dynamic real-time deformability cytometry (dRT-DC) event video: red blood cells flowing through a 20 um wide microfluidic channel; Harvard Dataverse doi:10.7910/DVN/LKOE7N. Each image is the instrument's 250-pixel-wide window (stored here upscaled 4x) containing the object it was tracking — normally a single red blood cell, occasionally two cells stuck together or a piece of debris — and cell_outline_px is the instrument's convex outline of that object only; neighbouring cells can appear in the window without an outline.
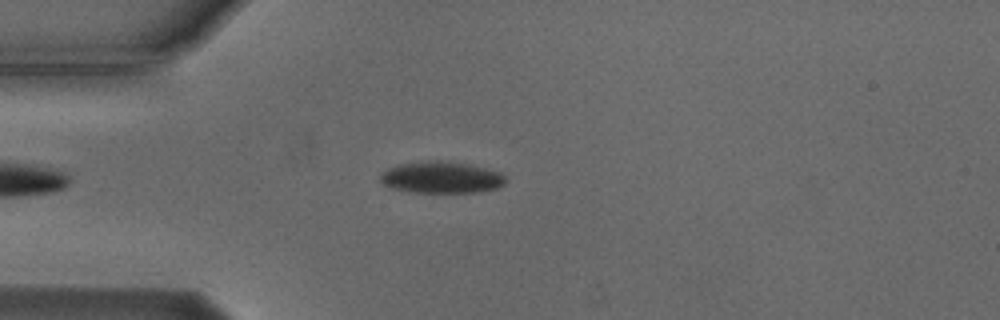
{"species": "Egyptian fruit bat (a non-hibernating species)", "species_latin": "Rousettus aegyptiacus", "temperature_condition": "cold", "stored_images_in_passage": 45, "camera_frame_rate_fps": 3000, "um_per_image_px": 0.085, "animal": {"sex": "male"}, "frame": {"image": 1, "passage_image": 8, "time_ms": 2.333, "image_size_px": [1000, 320], "cell_outline_px": [[504, 184], [496, 188], [476, 192], [408, 192], [392, 188], [384, 184], [380, 180], [380, 176], [388, 168], [400, 164], [428, 160], [448, 160], [468, 164], [500, 172], [504, 176]], "centroid_in_image_um": [37.49, 15.07], "position_along_channel_um": 47.5, "area_um2": 23.0}}
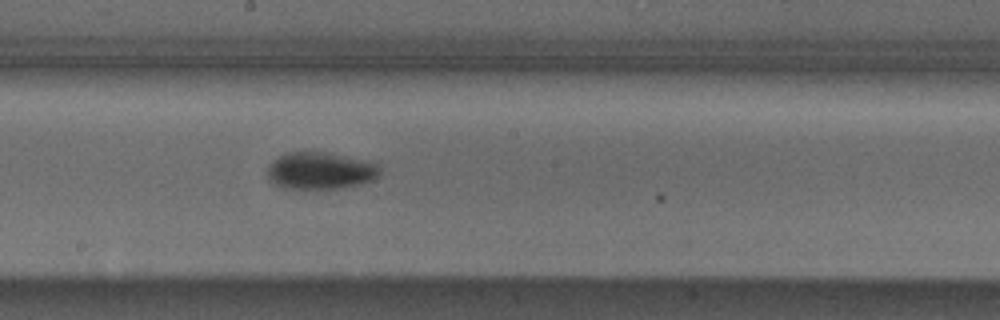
{"frame": {"image": 2, "passage_image": 23, "time_ms": 7.333, "image_size_px": [1000, 320], "cell_outline_px": [[380, 172], [372, 180], [360, 184], [340, 188], [284, 188], [272, 184], [268, 176], [268, 168], [272, 160], [288, 152], [324, 152], [360, 160], [376, 164], [380, 168]], "centroid_in_image_um": [27.17, 14.52], "position_along_channel_um": 221.0, "area_um2": 23.81}}
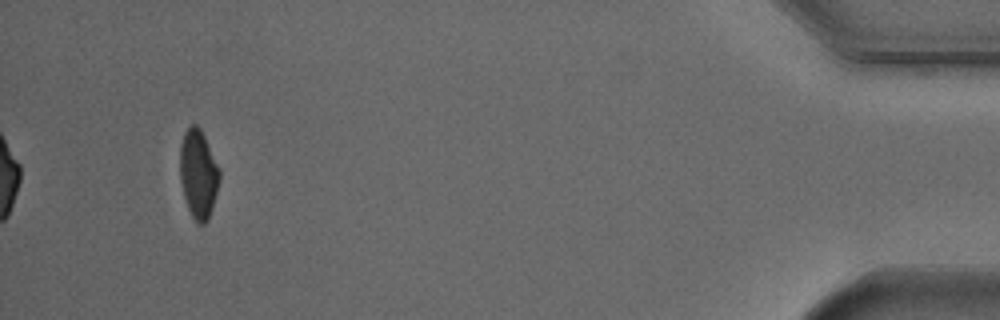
{"frame": {"image": 3, "passage_image": 45, "time_ms": 14.667, "image_size_px": [1000, 320], "cell_outline_px": [[220, 180], [212, 208], [208, 220], [204, 224], [200, 224], [192, 216], [188, 208], [184, 196], [180, 180], [180, 144], [184, 132], [192, 124], [196, 124], [200, 128], [220, 168]], "centroid_in_image_um": [16.86, 14.77], "position_along_channel_um": 418.3, "area_um2": 20.4}, "authors_computed_cell_mechanics": {"area_um2": 22.7154, "velocity_mm_per_s": 3.7601, "shape_relaxation_time_tau1_ms": 2.9203, "shape_relaxation_time_tau2_ms": null, "deformation_change_tau1": 0.1075, "deformation_change_tau2": null}}